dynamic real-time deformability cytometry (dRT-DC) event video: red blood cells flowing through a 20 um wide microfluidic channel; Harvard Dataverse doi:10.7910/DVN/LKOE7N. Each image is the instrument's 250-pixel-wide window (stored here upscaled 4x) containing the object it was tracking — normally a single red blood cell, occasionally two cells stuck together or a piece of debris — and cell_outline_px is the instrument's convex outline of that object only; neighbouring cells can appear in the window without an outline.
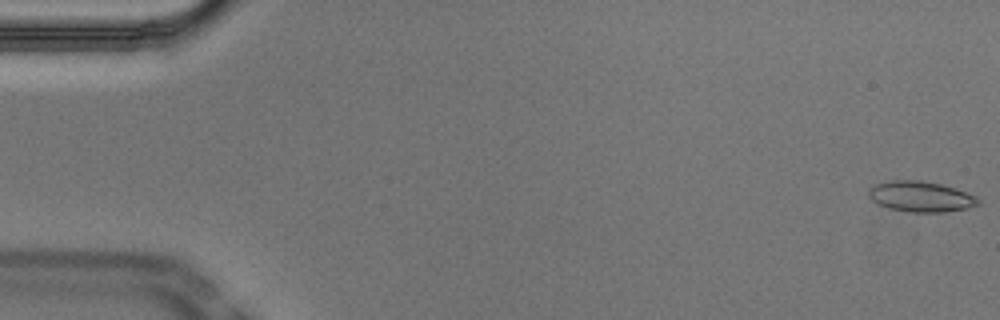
{"species": "Egyptian fruit bat (a non-hibernating species)", "species_latin": "Rousettus aegyptiacus", "temperature_condition": "cold", "stored_images_in_passage": 53, "segment_of_instrument_passage": [1, 2], "camera_frame_rate_fps": 3000, "um_per_image_px": 0.085, "animal": {"sex": "male"}, "frame": {"image": 1, "passage_image": 1, "time_ms": 0.0, "image_size_px": [1000, 320], "cell_outline_px": [[980, 204], [968, 208], [944, 212], [912, 212], [888, 208], [876, 204], [868, 196], [868, 188], [876, 184], [892, 180], [920, 180], [940, 184], [976, 196], [980, 200]], "centroid_in_image_um": [78.23, 16.71], "position_along_channel_um": 6.8, "area_um2": 19.48}}
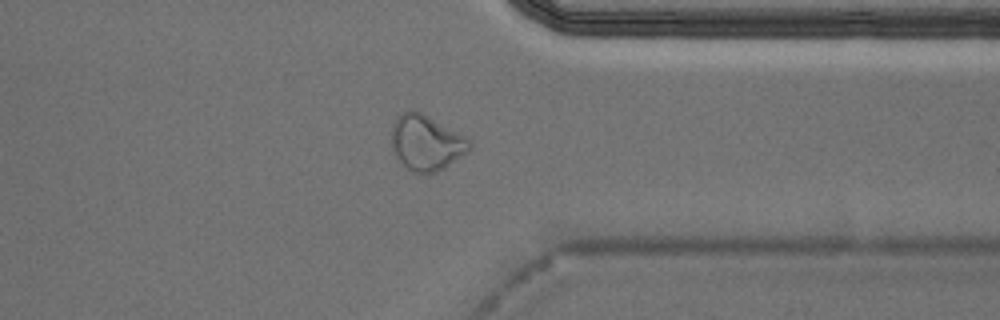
{"frame": {"image": 2, "passage_image": 42, "time_ms": 13.667, "image_size_px": [1000, 320], "cell_outline_px": [[472, 148], [468, 152], [444, 168], [436, 172], [412, 172], [392, 152], [392, 124], [396, 116], [400, 112], [412, 108], [416, 108], [472, 140]], "centroid_in_image_um": [36.23, 12.07], "position_along_channel_um": 375.2, "area_um2": 25.55}}
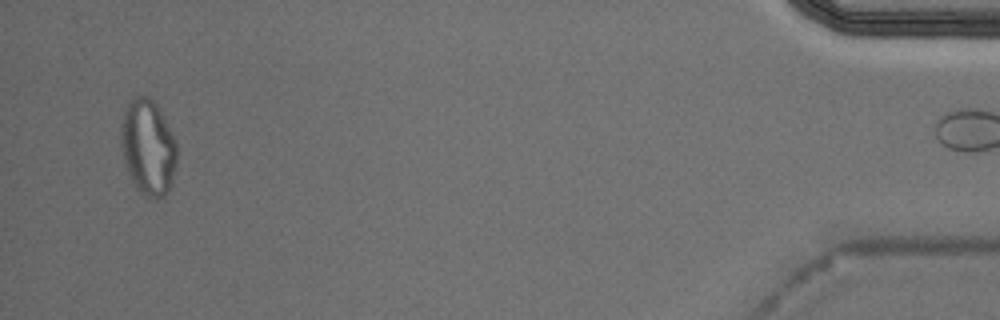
{"frame": {"image": 3, "passage_image": 52, "time_ms": 17.0, "image_size_px": [1000, 320], "cell_outline_px": [[176, 164], [172, 184], [168, 192], [164, 196], [144, 196], [136, 188], [128, 176], [120, 144], [120, 124], [124, 112], [132, 96], [148, 96], [156, 104], [176, 144]], "centroid_in_image_um": [12.54, 12.53], "position_along_channel_um": 422.7, "area_um2": 31.04}}